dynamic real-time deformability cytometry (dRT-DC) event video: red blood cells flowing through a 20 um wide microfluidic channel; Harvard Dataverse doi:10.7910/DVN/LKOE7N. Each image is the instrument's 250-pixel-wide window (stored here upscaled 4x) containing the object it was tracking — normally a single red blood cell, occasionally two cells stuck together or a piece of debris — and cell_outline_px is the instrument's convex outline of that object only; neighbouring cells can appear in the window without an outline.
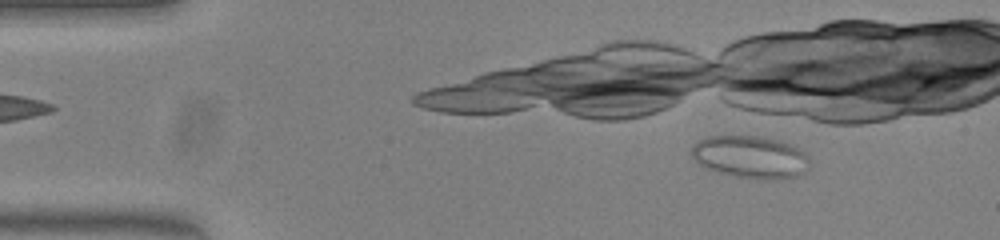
{"species": "common noctule bat (a hibernating species)", "species_latin": "Nyctalus noctula", "temperature_condition": "warm", "stored_images_in_passage": 8, "camera_frame_rate_fps": 3000, "um_per_image_px": 0.085, "animal": {"sex": "female", "body_mass_g": 23.0, "forearm_length_mm": 53.4}, "frame": {"image": 1, "passage_image": 6, "time_ms": 1.667, "image_size_px": [1000, 240], "cell_outline_px": [[808, 172], [796, 176], [736, 176], [720, 172], [708, 168], [700, 164], [692, 156], [692, 144], [696, 140], [704, 136], [756, 136], [780, 140], [804, 152], [808, 156]], "centroid_in_image_um": [63.73, 13.28], "position_along_channel_um": 21.3, "area_um2": 28.21}}